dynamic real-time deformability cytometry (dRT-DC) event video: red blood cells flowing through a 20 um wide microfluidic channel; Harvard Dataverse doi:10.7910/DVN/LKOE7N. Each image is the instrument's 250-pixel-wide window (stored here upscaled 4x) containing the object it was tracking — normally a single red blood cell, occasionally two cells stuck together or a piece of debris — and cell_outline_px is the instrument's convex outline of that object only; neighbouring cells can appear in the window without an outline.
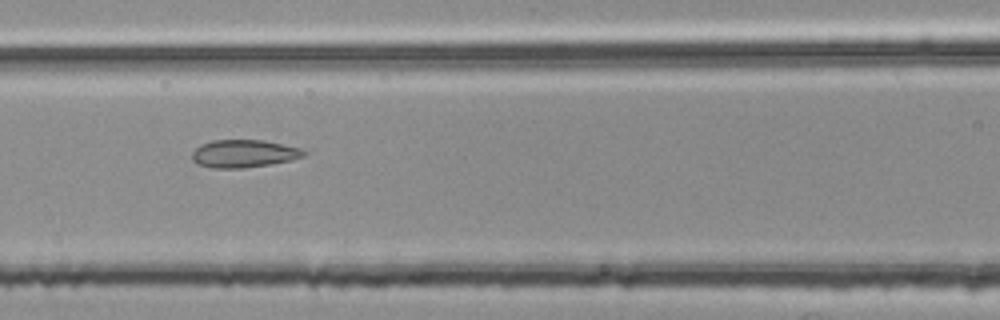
{"species": "common noctule bat (a hibernating species)", "species_latin": "Nyctalus noctula", "temperature_condition": "room temperature", "stored_images_in_passage": 29, "segment_of_instrument_passage": [2, 2], "camera_frame_rate_fps": 3000, "um_per_image_px": 0.085, "animal": {"sex": "female", "body_mass_g": 25.1}, "frame": {"image": 1, "passage_image": 9, "time_ms": 2.667, "image_size_px": [1000, 320], "cell_outline_px": [[308, 152], [304, 156], [292, 160], [272, 164], [240, 168], [212, 168], [200, 164], [192, 160], [192, 152], [200, 144], [212, 140], [264, 140], [300, 148]], "centroid_in_image_um": [20.74, 13.05], "position_along_channel_um": 145.9, "area_um2": 18.09}}
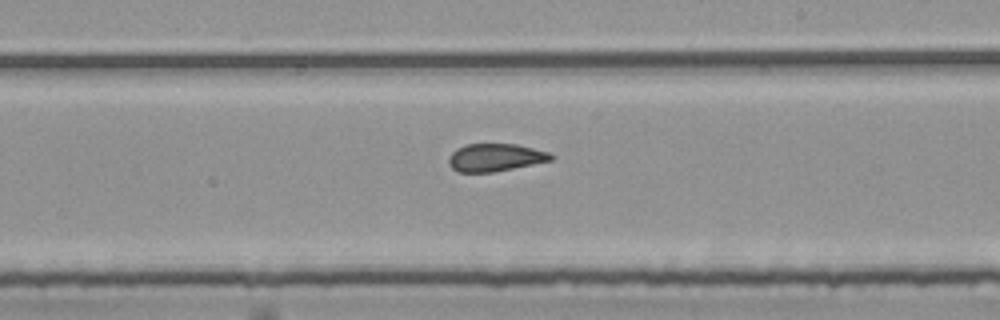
{"frame": {"image": 2, "passage_image": 17, "time_ms": 5.333, "image_size_px": [1000, 320], "cell_outline_px": [[556, 156], [552, 160], [492, 172], [456, 172], [448, 164], [448, 156], [456, 148], [464, 144], [516, 144], [548, 152]], "centroid_in_image_um": [42.05, 13.38], "position_along_channel_um": 246.9, "area_um2": 16.53}}
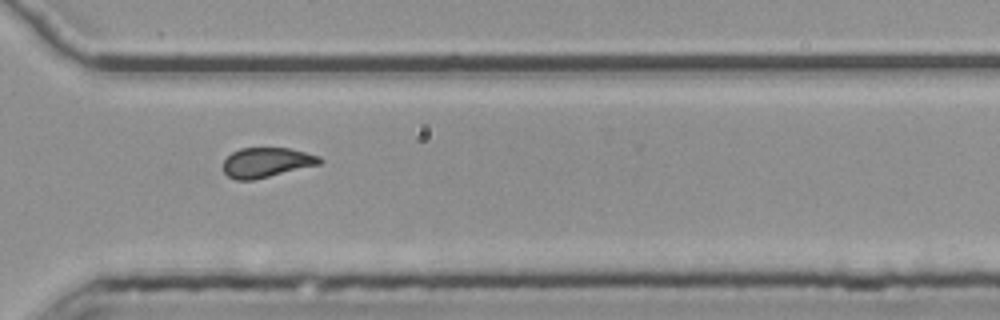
{"frame": {"image": 3, "passage_image": 25, "time_ms": 8.0, "image_size_px": [1000, 320], "cell_outline_px": [[324, 160], [320, 164], [252, 180], [236, 180], [228, 176], [224, 172], [224, 160], [232, 152], [240, 148], [288, 148], [320, 156]], "centroid_in_image_um": [22.66, 13.8], "position_along_channel_um": 347.9, "area_um2": 16.59}}